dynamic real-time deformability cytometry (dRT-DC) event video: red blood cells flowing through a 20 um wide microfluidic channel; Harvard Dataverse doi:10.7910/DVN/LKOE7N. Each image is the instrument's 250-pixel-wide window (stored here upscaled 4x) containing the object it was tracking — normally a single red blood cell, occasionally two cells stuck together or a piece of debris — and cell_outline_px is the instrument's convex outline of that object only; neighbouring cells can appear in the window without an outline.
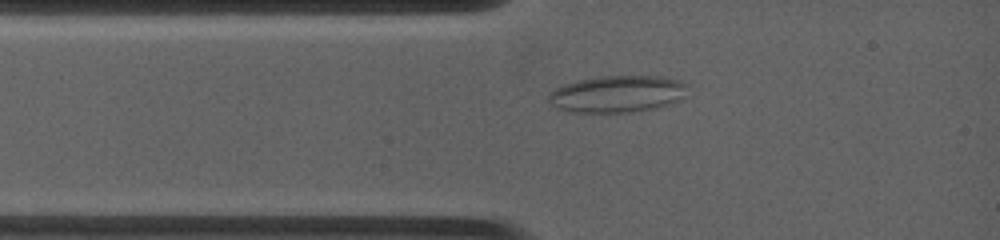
{"species": "common noctule bat (a hibernating species)", "species_latin": "Nyctalus noctula", "temperature_condition": "warm", "stored_images_in_passage": 34, "camera_frame_rate_fps": 4500, "um_per_image_px": 0.085, "animal": {"sex": "female", "body_mass_g": 19.0, "forearm_length_mm": 53.3}, "frame": {"image": 1, "passage_image": 5, "time_ms": 1.556, "image_size_px": [1000, 240], "cell_outline_px": [[688, 84], [684, 100], [656, 108], [632, 112], [572, 112], [556, 108], [548, 100], [548, 92], [564, 84], [576, 80], [600, 76], [664, 76], [680, 80]], "centroid_in_image_um": [52.51, 7.98], "position_along_channel_um": 32.5, "area_um2": 30.35}}
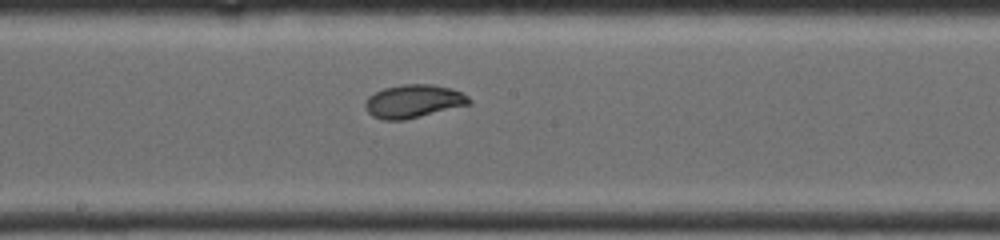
{"frame": {"image": 2, "passage_image": 19, "time_ms": 6.222, "image_size_px": [1000, 240], "cell_outline_px": [[472, 104], [404, 120], [384, 120], [372, 116], [368, 112], [364, 104], [368, 96], [384, 88], [400, 84], [432, 84], [452, 88], [468, 96], [472, 100]], "centroid_in_image_um": [35.16, 8.6], "position_along_channel_um": 213.0, "area_um2": 20.23}}
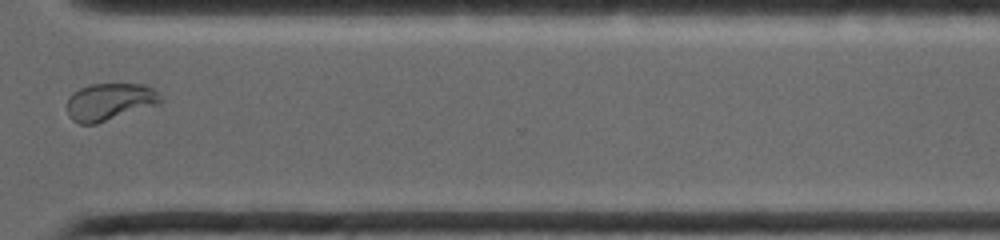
{"frame": {"image": 3, "passage_image": 30, "time_ms": 10.0, "image_size_px": [1000, 240], "cell_outline_px": [[164, 100], [160, 104], [96, 124], [80, 124], [72, 120], [68, 116], [68, 96], [72, 92], [80, 88], [92, 84], [144, 84], [152, 88]], "centroid_in_image_um": [9.32, 8.66], "position_along_channel_um": 361.3, "area_um2": 20.4}}